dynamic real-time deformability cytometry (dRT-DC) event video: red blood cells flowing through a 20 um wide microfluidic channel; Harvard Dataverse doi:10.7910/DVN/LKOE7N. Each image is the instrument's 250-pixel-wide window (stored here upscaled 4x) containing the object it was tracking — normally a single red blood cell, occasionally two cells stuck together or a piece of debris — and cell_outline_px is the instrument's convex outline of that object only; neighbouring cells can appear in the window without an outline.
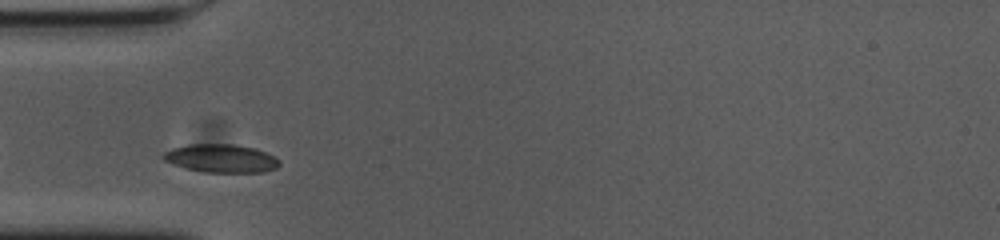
{"species": "common noctule bat (a hibernating species)", "species_latin": "Nyctalus noctula", "temperature_condition": "cold", "stored_images_in_passage": 30, "camera_frame_rate_fps": 3000, "um_per_image_px": 0.085, "animal": {"sex": "female", "body_mass_g": 23.0, "forearm_length_mm": 53.4}, "frame": {"image": 1, "passage_image": 3, "time_ms": 0.667, "image_size_px": [1000, 240], "cell_outline_px": [[280, 164], [276, 168], [264, 172], [204, 172], [184, 168], [172, 164], [164, 160], [160, 156], [164, 152], [172, 148], [188, 144], [232, 144], [252, 148], [264, 152], [280, 160]], "centroid_in_image_um": [18.74, 13.47], "position_along_channel_um": 66.3, "area_um2": 19.07}}
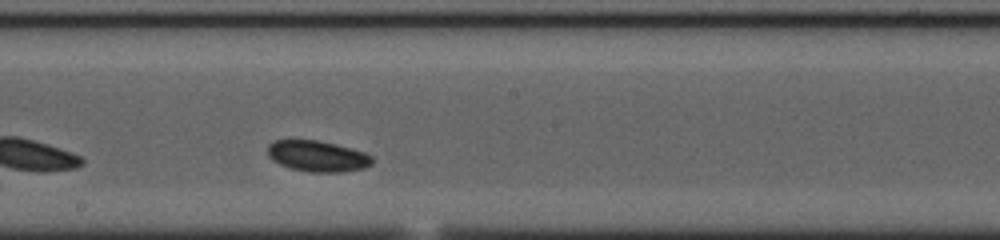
{"frame": {"image": 2, "passage_image": 16, "time_ms": 5.0, "image_size_px": [1000, 240], "cell_outline_px": [[372, 164], [364, 168], [340, 172], [308, 172], [292, 168], [280, 164], [272, 160], [268, 156], [268, 144], [276, 140], [316, 140], [364, 152], [372, 156]], "centroid_in_image_um": [26.96, 13.28], "position_along_channel_um": 221.2, "area_um2": 18.61}}
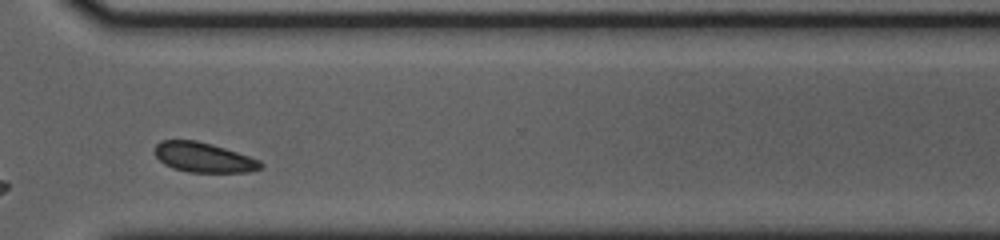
{"frame": {"image": 3, "passage_image": 27, "time_ms": 8.667, "image_size_px": [1000, 240], "cell_outline_px": [[264, 164], [260, 168], [248, 172], [188, 172], [172, 168], [164, 164], [156, 156], [156, 144], [160, 140], [196, 140], [212, 144], [260, 160]], "centroid_in_image_um": [17.29, 13.38], "position_along_channel_um": 353.3, "area_um2": 18.26}, "authors_computed_cell_mechanics": {"area_um2": 18.7561, "velocity_mm_per_s": 3.585, "shape_relaxation_time_tau1_ms": 1.1552, "shape_relaxation_time_tau2_ms": null, "deformation_change_tau1": 0.0445, "deformation_change_tau2": null}}